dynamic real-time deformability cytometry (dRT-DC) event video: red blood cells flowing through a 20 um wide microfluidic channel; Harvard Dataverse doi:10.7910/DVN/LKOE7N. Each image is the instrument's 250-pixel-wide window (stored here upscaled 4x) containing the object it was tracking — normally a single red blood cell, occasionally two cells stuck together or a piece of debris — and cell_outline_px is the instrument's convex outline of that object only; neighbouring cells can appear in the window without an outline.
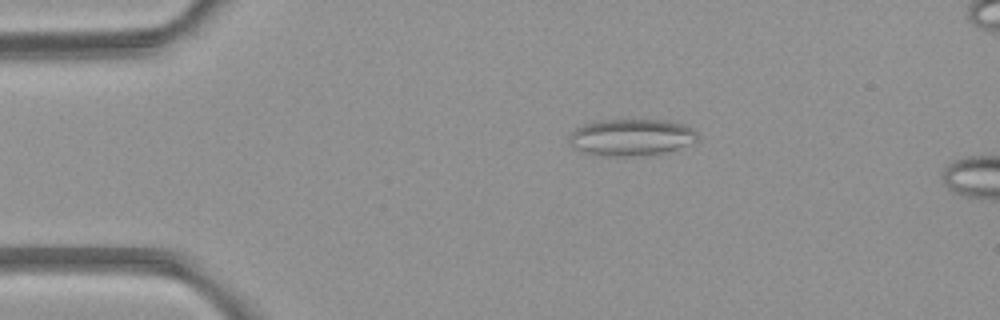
{"species": "common noctule bat (a hibernating species)", "species_latin": "Nyctalus noctula", "temperature_condition": "room temperature", "stored_images_in_passage": 5, "camera_frame_rate_fps": 3000, "um_per_image_px": 0.085, "animal": {"sex": "female", "body_mass_g": 21.9}, "frame": {"image": 1, "passage_image": 3, "time_ms": 2.0, "image_size_px": [1000, 320], "cell_outline_px": [[700, 140], [664, 152], [632, 156], [612, 156], [588, 152], [572, 148], [568, 144], [568, 136], [576, 128], [584, 124], [600, 120], [664, 120], [684, 124], [692, 128], [696, 132]], "centroid_in_image_um": [53.64, 11.65], "position_along_channel_um": 31.4, "area_um2": 27.28}}